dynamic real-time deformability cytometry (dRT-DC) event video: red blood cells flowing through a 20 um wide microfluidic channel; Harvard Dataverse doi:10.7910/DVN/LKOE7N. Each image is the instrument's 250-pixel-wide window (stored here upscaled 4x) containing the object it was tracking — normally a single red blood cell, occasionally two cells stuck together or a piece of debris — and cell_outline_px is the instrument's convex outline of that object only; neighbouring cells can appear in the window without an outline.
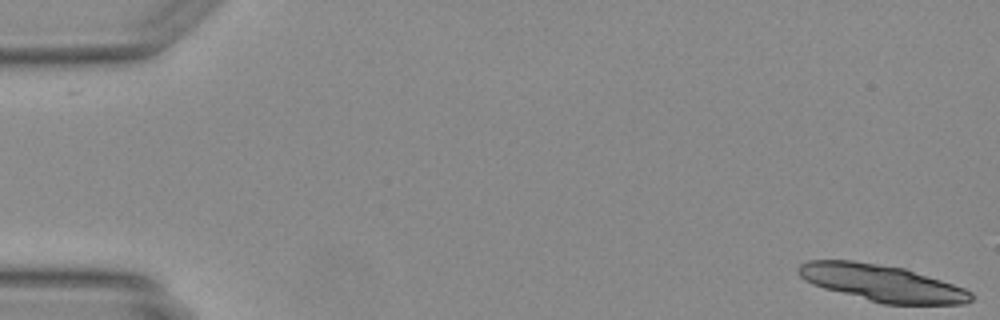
{"species": "Egyptian fruit bat (a non-hibernating species)", "species_latin": "Rousettus aegyptiacus", "temperature_condition": "warm", "stored_images_in_passage": 11, "camera_frame_rate_fps": 3000, "um_per_image_px": 0.085, "animal": {"sex": "female"}, "frame": {"image": 1, "passage_image": 1, "time_ms": 0.0, "image_size_px": [1000, 320], "cell_outline_px": [[972, 300], [964, 304], [884, 304], [824, 288], [812, 284], [804, 280], [796, 272], [796, 268], [800, 264], [808, 260], [852, 260], [904, 268], [964, 288], [972, 292]], "centroid_in_image_um": [74.92, 24.05], "position_along_channel_um": 10.1, "area_um2": 36.59}}